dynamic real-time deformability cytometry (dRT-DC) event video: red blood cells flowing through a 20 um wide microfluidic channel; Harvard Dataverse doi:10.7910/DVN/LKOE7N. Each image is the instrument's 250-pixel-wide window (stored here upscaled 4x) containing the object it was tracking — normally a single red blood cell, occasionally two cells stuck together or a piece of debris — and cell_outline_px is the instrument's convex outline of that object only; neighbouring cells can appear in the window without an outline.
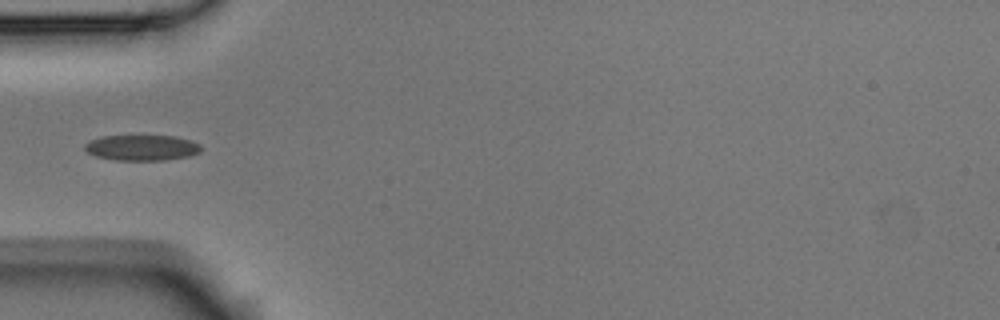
{"species": "Egyptian fruit bat (a non-hibernating species)", "species_latin": "Rousettus aegyptiacus", "temperature_condition": "room temperature", "stored_images_in_passage": 6, "camera_frame_rate_fps": 3000, "um_per_image_px": 0.085, "animal": {"sex": "male"}, "frame": {"image": 1, "passage_image": 6, "time_ms": 1.667, "image_size_px": [1000, 320], "cell_outline_px": [[200, 152], [188, 156], [164, 160], [116, 160], [96, 156], [88, 152], [84, 148], [84, 144], [92, 140], [104, 136], [172, 136], [188, 140], [200, 144]], "centroid_in_image_um": [12.04, 12.56], "position_along_channel_um": 73.0, "area_um2": 17.05}}